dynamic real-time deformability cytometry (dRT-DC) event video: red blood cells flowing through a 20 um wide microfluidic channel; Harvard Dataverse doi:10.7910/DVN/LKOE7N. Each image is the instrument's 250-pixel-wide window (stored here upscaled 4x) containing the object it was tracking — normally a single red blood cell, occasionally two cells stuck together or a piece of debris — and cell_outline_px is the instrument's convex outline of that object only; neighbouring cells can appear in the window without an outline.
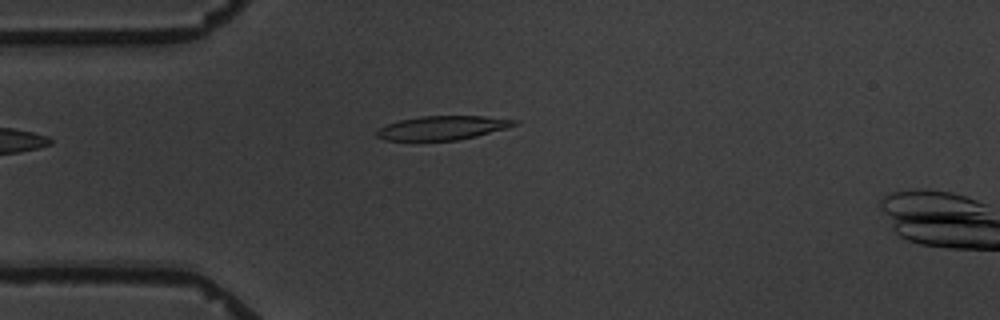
{"species": "common noctule bat (a hibernating species)", "species_latin": "Nyctalus noctula", "temperature_condition": "warm", "stored_images_in_passage": 5, "camera_frame_rate_fps": 3000, "um_per_image_px": 0.085, "animal": {"sex": "male", "body_mass_g": 19.5, "forearm_length_mm": 54.6}, "frame": {"image": 1, "passage_image": 5, "time_ms": 4.667, "image_size_px": [1000, 320], "cell_outline_px": [[520, 124], [508, 128], [476, 136], [456, 140], [384, 140], [376, 136], [376, 132], [380, 128], [388, 124], [400, 120], [420, 116], [484, 116], [520, 120]], "centroid_in_image_um": [37.68, 10.86], "position_along_channel_um": 47.3, "area_um2": 19.19}}